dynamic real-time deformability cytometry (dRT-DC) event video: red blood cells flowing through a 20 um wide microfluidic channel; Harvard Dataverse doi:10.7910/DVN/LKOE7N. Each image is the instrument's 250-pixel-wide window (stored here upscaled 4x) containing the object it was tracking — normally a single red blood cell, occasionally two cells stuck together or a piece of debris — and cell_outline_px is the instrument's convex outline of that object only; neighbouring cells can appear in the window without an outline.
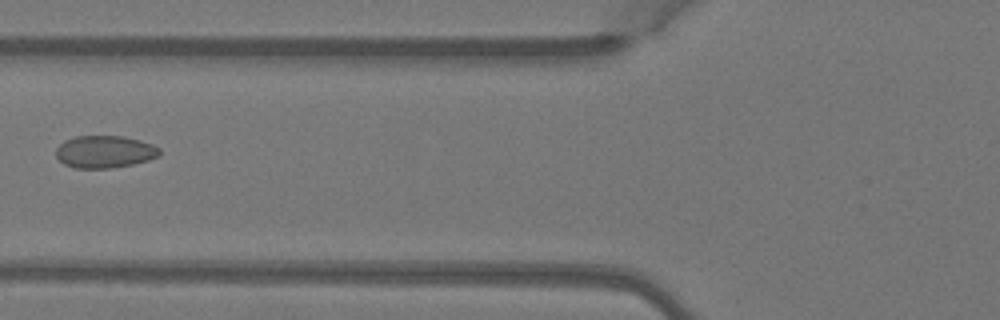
{"species": "Egyptian fruit bat (a non-hibernating species)", "species_latin": "Rousettus aegyptiacus", "temperature_condition": "warm", "stored_images_in_passage": 2, "camera_frame_rate_fps": 3000, "um_per_image_px": 0.085, "animal": {"sex": "female"}, "frame": {"image": 1, "passage_image": 2, "time_ms": 0.333, "image_size_px": [1000, 320], "cell_outline_px": [[160, 156], [148, 160], [132, 164], [112, 168], [76, 168], [64, 164], [56, 156], [56, 148], [64, 140], [76, 136], [124, 136], [140, 140], [152, 144], [160, 148]], "centroid_in_image_um": [8.91, 12.89], "position_along_channel_um": 116.9, "area_um2": 19.59}}